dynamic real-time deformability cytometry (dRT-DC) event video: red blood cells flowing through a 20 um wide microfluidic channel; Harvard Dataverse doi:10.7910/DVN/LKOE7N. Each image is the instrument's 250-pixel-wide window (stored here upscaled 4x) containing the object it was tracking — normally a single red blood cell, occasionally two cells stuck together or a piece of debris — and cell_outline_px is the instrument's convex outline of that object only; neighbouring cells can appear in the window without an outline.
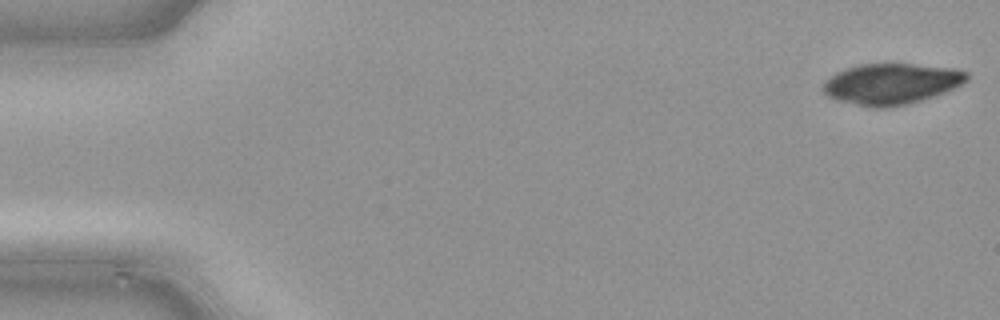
{"species": "common noctule bat (a hibernating species)", "species_latin": "Nyctalus noctula", "temperature_condition": "cold", "stored_images_in_passage": 47, "camera_frame_rate_fps": 3000, "um_per_image_px": 0.085, "animal": {"sex": "male", "body_mass_g": 21.5, "forearm_length_mm": 52.0}, "frame": {"image": 1, "passage_image": 1, "time_ms": 0.0, "image_size_px": [1000, 320], "cell_outline_px": [[968, 80], [944, 92], [908, 104], [884, 108], [876, 108], [836, 100], [828, 96], [820, 88], [824, 80], [836, 72], [844, 68], [860, 64], [912, 64], [952, 68], [968, 72]], "centroid_in_image_um": [75.7, 7.12], "position_along_channel_um": 9.3, "area_um2": 34.16}}